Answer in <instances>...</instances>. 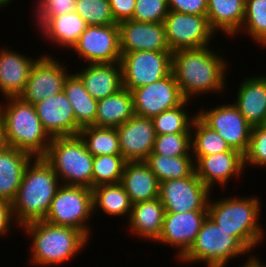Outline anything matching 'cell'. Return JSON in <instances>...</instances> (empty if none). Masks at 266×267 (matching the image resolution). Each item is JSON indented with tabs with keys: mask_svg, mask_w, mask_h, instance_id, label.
Here are the masks:
<instances>
[{
	"mask_svg": "<svg viewBox=\"0 0 266 267\" xmlns=\"http://www.w3.org/2000/svg\"><path fill=\"white\" fill-rule=\"evenodd\" d=\"M218 54L209 45L172 52L171 72L185 99L224 91L228 62Z\"/></svg>",
	"mask_w": 266,
	"mask_h": 267,
	"instance_id": "6da1fadb",
	"label": "cell"
},
{
	"mask_svg": "<svg viewBox=\"0 0 266 267\" xmlns=\"http://www.w3.org/2000/svg\"><path fill=\"white\" fill-rule=\"evenodd\" d=\"M53 167L44 157H34L25 168L22 182L12 202L15 223L43 220L52 199L62 185Z\"/></svg>",
	"mask_w": 266,
	"mask_h": 267,
	"instance_id": "7a4b0ae2",
	"label": "cell"
},
{
	"mask_svg": "<svg viewBox=\"0 0 266 267\" xmlns=\"http://www.w3.org/2000/svg\"><path fill=\"white\" fill-rule=\"evenodd\" d=\"M21 227L32 237L30 261L40 267L69 261L83 251L89 239L76 228L54 225L44 220L29 222Z\"/></svg>",
	"mask_w": 266,
	"mask_h": 267,
	"instance_id": "3957f363",
	"label": "cell"
},
{
	"mask_svg": "<svg viewBox=\"0 0 266 267\" xmlns=\"http://www.w3.org/2000/svg\"><path fill=\"white\" fill-rule=\"evenodd\" d=\"M208 201V217L221 229L235 236L250 252L262 241L259 223L261 203L254 197H224ZM213 202V203H212Z\"/></svg>",
	"mask_w": 266,
	"mask_h": 267,
	"instance_id": "277c9868",
	"label": "cell"
},
{
	"mask_svg": "<svg viewBox=\"0 0 266 267\" xmlns=\"http://www.w3.org/2000/svg\"><path fill=\"white\" fill-rule=\"evenodd\" d=\"M6 99V106L0 102L6 145L25 151L33 157H44L51 138L44 130L34 105L19 97Z\"/></svg>",
	"mask_w": 266,
	"mask_h": 267,
	"instance_id": "5b68a950",
	"label": "cell"
},
{
	"mask_svg": "<svg viewBox=\"0 0 266 267\" xmlns=\"http://www.w3.org/2000/svg\"><path fill=\"white\" fill-rule=\"evenodd\" d=\"M44 159L53 167L63 185L92 189L94 156L79 134L51 138Z\"/></svg>",
	"mask_w": 266,
	"mask_h": 267,
	"instance_id": "8992f818",
	"label": "cell"
},
{
	"mask_svg": "<svg viewBox=\"0 0 266 267\" xmlns=\"http://www.w3.org/2000/svg\"><path fill=\"white\" fill-rule=\"evenodd\" d=\"M250 251L209 217L203 222L194 243L179 259L183 264L205 262L207 267H225L232 258Z\"/></svg>",
	"mask_w": 266,
	"mask_h": 267,
	"instance_id": "52a82bcc",
	"label": "cell"
},
{
	"mask_svg": "<svg viewBox=\"0 0 266 267\" xmlns=\"http://www.w3.org/2000/svg\"><path fill=\"white\" fill-rule=\"evenodd\" d=\"M93 214V191L91 188L62 184L52 199L43 220L54 225L76 228L90 238V227L87 222L90 221Z\"/></svg>",
	"mask_w": 266,
	"mask_h": 267,
	"instance_id": "ba28073f",
	"label": "cell"
},
{
	"mask_svg": "<svg viewBox=\"0 0 266 267\" xmlns=\"http://www.w3.org/2000/svg\"><path fill=\"white\" fill-rule=\"evenodd\" d=\"M123 87L129 91L162 80L172 70L171 51H136L122 55Z\"/></svg>",
	"mask_w": 266,
	"mask_h": 267,
	"instance_id": "9c48e42d",
	"label": "cell"
},
{
	"mask_svg": "<svg viewBox=\"0 0 266 267\" xmlns=\"http://www.w3.org/2000/svg\"><path fill=\"white\" fill-rule=\"evenodd\" d=\"M211 190L196 176L159 183V199L166 212L207 211Z\"/></svg>",
	"mask_w": 266,
	"mask_h": 267,
	"instance_id": "30bf717a",
	"label": "cell"
},
{
	"mask_svg": "<svg viewBox=\"0 0 266 267\" xmlns=\"http://www.w3.org/2000/svg\"><path fill=\"white\" fill-rule=\"evenodd\" d=\"M164 26L171 52L207 46L215 36L206 15L169 11Z\"/></svg>",
	"mask_w": 266,
	"mask_h": 267,
	"instance_id": "8fae6325",
	"label": "cell"
},
{
	"mask_svg": "<svg viewBox=\"0 0 266 267\" xmlns=\"http://www.w3.org/2000/svg\"><path fill=\"white\" fill-rule=\"evenodd\" d=\"M72 49L87 64L120 62L122 54L119 25H87Z\"/></svg>",
	"mask_w": 266,
	"mask_h": 267,
	"instance_id": "7c38bea8",
	"label": "cell"
},
{
	"mask_svg": "<svg viewBox=\"0 0 266 267\" xmlns=\"http://www.w3.org/2000/svg\"><path fill=\"white\" fill-rule=\"evenodd\" d=\"M197 116L211 129L215 130L230 146L243 155L246 153L252 132V126L234 104H223L204 109Z\"/></svg>",
	"mask_w": 266,
	"mask_h": 267,
	"instance_id": "4fadbf2b",
	"label": "cell"
},
{
	"mask_svg": "<svg viewBox=\"0 0 266 267\" xmlns=\"http://www.w3.org/2000/svg\"><path fill=\"white\" fill-rule=\"evenodd\" d=\"M63 63L54 57L43 55L32 66L26 86L19 98L27 103L36 104L63 91L68 77Z\"/></svg>",
	"mask_w": 266,
	"mask_h": 267,
	"instance_id": "5bb4252c",
	"label": "cell"
},
{
	"mask_svg": "<svg viewBox=\"0 0 266 267\" xmlns=\"http://www.w3.org/2000/svg\"><path fill=\"white\" fill-rule=\"evenodd\" d=\"M131 93L134 114L147 118L177 107L185 100L172 72L162 80L136 88Z\"/></svg>",
	"mask_w": 266,
	"mask_h": 267,
	"instance_id": "9a60e30c",
	"label": "cell"
},
{
	"mask_svg": "<svg viewBox=\"0 0 266 267\" xmlns=\"http://www.w3.org/2000/svg\"><path fill=\"white\" fill-rule=\"evenodd\" d=\"M207 217V211L165 212L162 232L156 243L177 247L176 256L180 259L194 243Z\"/></svg>",
	"mask_w": 266,
	"mask_h": 267,
	"instance_id": "2e32d148",
	"label": "cell"
},
{
	"mask_svg": "<svg viewBox=\"0 0 266 267\" xmlns=\"http://www.w3.org/2000/svg\"><path fill=\"white\" fill-rule=\"evenodd\" d=\"M121 155L128 161H145L153 150L156 131L151 118L134 115L116 127Z\"/></svg>",
	"mask_w": 266,
	"mask_h": 267,
	"instance_id": "e0dca14e",
	"label": "cell"
},
{
	"mask_svg": "<svg viewBox=\"0 0 266 267\" xmlns=\"http://www.w3.org/2000/svg\"><path fill=\"white\" fill-rule=\"evenodd\" d=\"M193 159L196 176L210 190L214 184L221 185L223 189L232 177L240 176L245 169L244 155L234 149Z\"/></svg>",
	"mask_w": 266,
	"mask_h": 267,
	"instance_id": "ac0fdd59",
	"label": "cell"
},
{
	"mask_svg": "<svg viewBox=\"0 0 266 267\" xmlns=\"http://www.w3.org/2000/svg\"><path fill=\"white\" fill-rule=\"evenodd\" d=\"M121 54L136 51H171L164 23L126 20L118 24Z\"/></svg>",
	"mask_w": 266,
	"mask_h": 267,
	"instance_id": "d6986e66",
	"label": "cell"
},
{
	"mask_svg": "<svg viewBox=\"0 0 266 267\" xmlns=\"http://www.w3.org/2000/svg\"><path fill=\"white\" fill-rule=\"evenodd\" d=\"M36 114L50 138L78 135L73 107L66 94L61 93L34 104Z\"/></svg>",
	"mask_w": 266,
	"mask_h": 267,
	"instance_id": "ffe728a7",
	"label": "cell"
},
{
	"mask_svg": "<svg viewBox=\"0 0 266 267\" xmlns=\"http://www.w3.org/2000/svg\"><path fill=\"white\" fill-rule=\"evenodd\" d=\"M37 60L7 47L0 50V92L4 98L19 97Z\"/></svg>",
	"mask_w": 266,
	"mask_h": 267,
	"instance_id": "44dd1931",
	"label": "cell"
},
{
	"mask_svg": "<svg viewBox=\"0 0 266 267\" xmlns=\"http://www.w3.org/2000/svg\"><path fill=\"white\" fill-rule=\"evenodd\" d=\"M75 74L94 99L106 98L123 88L120 62L88 64Z\"/></svg>",
	"mask_w": 266,
	"mask_h": 267,
	"instance_id": "7402d4cb",
	"label": "cell"
},
{
	"mask_svg": "<svg viewBox=\"0 0 266 267\" xmlns=\"http://www.w3.org/2000/svg\"><path fill=\"white\" fill-rule=\"evenodd\" d=\"M238 87L234 105L252 126L263 125L266 120V77H247Z\"/></svg>",
	"mask_w": 266,
	"mask_h": 267,
	"instance_id": "603a6c76",
	"label": "cell"
},
{
	"mask_svg": "<svg viewBox=\"0 0 266 267\" xmlns=\"http://www.w3.org/2000/svg\"><path fill=\"white\" fill-rule=\"evenodd\" d=\"M34 159L29 153L3 146L0 148V198L12 203L22 182L25 168Z\"/></svg>",
	"mask_w": 266,
	"mask_h": 267,
	"instance_id": "cb8c5ba5",
	"label": "cell"
},
{
	"mask_svg": "<svg viewBox=\"0 0 266 267\" xmlns=\"http://www.w3.org/2000/svg\"><path fill=\"white\" fill-rule=\"evenodd\" d=\"M120 183L132 204L159 197V181L145 161L126 162Z\"/></svg>",
	"mask_w": 266,
	"mask_h": 267,
	"instance_id": "d4e9b609",
	"label": "cell"
},
{
	"mask_svg": "<svg viewBox=\"0 0 266 267\" xmlns=\"http://www.w3.org/2000/svg\"><path fill=\"white\" fill-rule=\"evenodd\" d=\"M165 208L159 198L132 204L129 227L136 234L153 242L157 241L163 227Z\"/></svg>",
	"mask_w": 266,
	"mask_h": 267,
	"instance_id": "484cf974",
	"label": "cell"
},
{
	"mask_svg": "<svg viewBox=\"0 0 266 267\" xmlns=\"http://www.w3.org/2000/svg\"><path fill=\"white\" fill-rule=\"evenodd\" d=\"M87 24L75 11L58 17L44 18L39 24V32L42 37L54 42L58 46L71 49L78 41L80 35L85 31Z\"/></svg>",
	"mask_w": 266,
	"mask_h": 267,
	"instance_id": "4316f807",
	"label": "cell"
},
{
	"mask_svg": "<svg viewBox=\"0 0 266 267\" xmlns=\"http://www.w3.org/2000/svg\"><path fill=\"white\" fill-rule=\"evenodd\" d=\"M246 0H208L207 17L211 28L227 36L238 34L244 21Z\"/></svg>",
	"mask_w": 266,
	"mask_h": 267,
	"instance_id": "83f0119b",
	"label": "cell"
},
{
	"mask_svg": "<svg viewBox=\"0 0 266 267\" xmlns=\"http://www.w3.org/2000/svg\"><path fill=\"white\" fill-rule=\"evenodd\" d=\"M133 96L126 88L98 100L95 126L116 128L134 116Z\"/></svg>",
	"mask_w": 266,
	"mask_h": 267,
	"instance_id": "f1b7e54d",
	"label": "cell"
},
{
	"mask_svg": "<svg viewBox=\"0 0 266 267\" xmlns=\"http://www.w3.org/2000/svg\"><path fill=\"white\" fill-rule=\"evenodd\" d=\"M63 92L73 107L76 124L80 128L95 125L98 100L90 96L75 73L65 79Z\"/></svg>",
	"mask_w": 266,
	"mask_h": 267,
	"instance_id": "f546056e",
	"label": "cell"
},
{
	"mask_svg": "<svg viewBox=\"0 0 266 267\" xmlns=\"http://www.w3.org/2000/svg\"><path fill=\"white\" fill-rule=\"evenodd\" d=\"M93 211L98 208L107 215L128 216L131 214L132 203L121 183L102 184L92 188Z\"/></svg>",
	"mask_w": 266,
	"mask_h": 267,
	"instance_id": "4dcf8cb0",
	"label": "cell"
},
{
	"mask_svg": "<svg viewBox=\"0 0 266 267\" xmlns=\"http://www.w3.org/2000/svg\"><path fill=\"white\" fill-rule=\"evenodd\" d=\"M145 162L160 182L189 177L194 171L193 156L168 157L150 153Z\"/></svg>",
	"mask_w": 266,
	"mask_h": 267,
	"instance_id": "1f68e13d",
	"label": "cell"
},
{
	"mask_svg": "<svg viewBox=\"0 0 266 267\" xmlns=\"http://www.w3.org/2000/svg\"><path fill=\"white\" fill-rule=\"evenodd\" d=\"M79 136L84 141L87 150L93 156L121 155L119 136L116 128L86 126L80 129Z\"/></svg>",
	"mask_w": 266,
	"mask_h": 267,
	"instance_id": "d6a6232c",
	"label": "cell"
},
{
	"mask_svg": "<svg viewBox=\"0 0 266 267\" xmlns=\"http://www.w3.org/2000/svg\"><path fill=\"white\" fill-rule=\"evenodd\" d=\"M191 127V130L194 129L191 131L193 133L191 134L193 157H202L232 150L227 142L215 130L207 126L197 115Z\"/></svg>",
	"mask_w": 266,
	"mask_h": 267,
	"instance_id": "836d02e7",
	"label": "cell"
},
{
	"mask_svg": "<svg viewBox=\"0 0 266 267\" xmlns=\"http://www.w3.org/2000/svg\"><path fill=\"white\" fill-rule=\"evenodd\" d=\"M189 101L185 99L179 106L165 110L151 118L157 135L191 133V125L196 115L191 118L190 114L185 112Z\"/></svg>",
	"mask_w": 266,
	"mask_h": 267,
	"instance_id": "e575fe53",
	"label": "cell"
},
{
	"mask_svg": "<svg viewBox=\"0 0 266 267\" xmlns=\"http://www.w3.org/2000/svg\"><path fill=\"white\" fill-rule=\"evenodd\" d=\"M126 160L122 155H99L93 159L92 188L121 182Z\"/></svg>",
	"mask_w": 266,
	"mask_h": 267,
	"instance_id": "d590c367",
	"label": "cell"
},
{
	"mask_svg": "<svg viewBox=\"0 0 266 267\" xmlns=\"http://www.w3.org/2000/svg\"><path fill=\"white\" fill-rule=\"evenodd\" d=\"M241 29L260 44V47L266 46V0L245 1L244 21Z\"/></svg>",
	"mask_w": 266,
	"mask_h": 267,
	"instance_id": "8d00e7d4",
	"label": "cell"
},
{
	"mask_svg": "<svg viewBox=\"0 0 266 267\" xmlns=\"http://www.w3.org/2000/svg\"><path fill=\"white\" fill-rule=\"evenodd\" d=\"M75 12L87 25L117 24L113 18L109 0H76Z\"/></svg>",
	"mask_w": 266,
	"mask_h": 267,
	"instance_id": "74e56055",
	"label": "cell"
},
{
	"mask_svg": "<svg viewBox=\"0 0 266 267\" xmlns=\"http://www.w3.org/2000/svg\"><path fill=\"white\" fill-rule=\"evenodd\" d=\"M192 133H170L157 135L151 153L168 157L192 156Z\"/></svg>",
	"mask_w": 266,
	"mask_h": 267,
	"instance_id": "f35d334b",
	"label": "cell"
},
{
	"mask_svg": "<svg viewBox=\"0 0 266 267\" xmlns=\"http://www.w3.org/2000/svg\"><path fill=\"white\" fill-rule=\"evenodd\" d=\"M168 13V0H136L132 20L164 23Z\"/></svg>",
	"mask_w": 266,
	"mask_h": 267,
	"instance_id": "ab89813d",
	"label": "cell"
},
{
	"mask_svg": "<svg viewBox=\"0 0 266 267\" xmlns=\"http://www.w3.org/2000/svg\"><path fill=\"white\" fill-rule=\"evenodd\" d=\"M266 167V126L252 128L249 146L244 154V166Z\"/></svg>",
	"mask_w": 266,
	"mask_h": 267,
	"instance_id": "60d3db41",
	"label": "cell"
},
{
	"mask_svg": "<svg viewBox=\"0 0 266 267\" xmlns=\"http://www.w3.org/2000/svg\"><path fill=\"white\" fill-rule=\"evenodd\" d=\"M35 18L39 24L44 18L58 17L75 11L76 0H38Z\"/></svg>",
	"mask_w": 266,
	"mask_h": 267,
	"instance_id": "b9f144b4",
	"label": "cell"
},
{
	"mask_svg": "<svg viewBox=\"0 0 266 267\" xmlns=\"http://www.w3.org/2000/svg\"><path fill=\"white\" fill-rule=\"evenodd\" d=\"M169 11L207 15L208 0H168Z\"/></svg>",
	"mask_w": 266,
	"mask_h": 267,
	"instance_id": "7bdbcfd3",
	"label": "cell"
},
{
	"mask_svg": "<svg viewBox=\"0 0 266 267\" xmlns=\"http://www.w3.org/2000/svg\"><path fill=\"white\" fill-rule=\"evenodd\" d=\"M109 3L117 24L132 19L136 0H109Z\"/></svg>",
	"mask_w": 266,
	"mask_h": 267,
	"instance_id": "ee69618b",
	"label": "cell"
},
{
	"mask_svg": "<svg viewBox=\"0 0 266 267\" xmlns=\"http://www.w3.org/2000/svg\"><path fill=\"white\" fill-rule=\"evenodd\" d=\"M14 221L12 203L0 198V236L7 235L6 233L9 231L11 224H14Z\"/></svg>",
	"mask_w": 266,
	"mask_h": 267,
	"instance_id": "f6af8a7d",
	"label": "cell"
},
{
	"mask_svg": "<svg viewBox=\"0 0 266 267\" xmlns=\"http://www.w3.org/2000/svg\"><path fill=\"white\" fill-rule=\"evenodd\" d=\"M262 264V261L260 262V259L258 257L250 255V259H248L242 267H266V264Z\"/></svg>",
	"mask_w": 266,
	"mask_h": 267,
	"instance_id": "bcb514c9",
	"label": "cell"
},
{
	"mask_svg": "<svg viewBox=\"0 0 266 267\" xmlns=\"http://www.w3.org/2000/svg\"><path fill=\"white\" fill-rule=\"evenodd\" d=\"M5 139H4V129H3V118L0 110V148L5 146Z\"/></svg>",
	"mask_w": 266,
	"mask_h": 267,
	"instance_id": "7dc6e473",
	"label": "cell"
},
{
	"mask_svg": "<svg viewBox=\"0 0 266 267\" xmlns=\"http://www.w3.org/2000/svg\"><path fill=\"white\" fill-rule=\"evenodd\" d=\"M13 0H0V7L4 8L6 5H9Z\"/></svg>",
	"mask_w": 266,
	"mask_h": 267,
	"instance_id": "c3c4849f",
	"label": "cell"
}]
</instances>
